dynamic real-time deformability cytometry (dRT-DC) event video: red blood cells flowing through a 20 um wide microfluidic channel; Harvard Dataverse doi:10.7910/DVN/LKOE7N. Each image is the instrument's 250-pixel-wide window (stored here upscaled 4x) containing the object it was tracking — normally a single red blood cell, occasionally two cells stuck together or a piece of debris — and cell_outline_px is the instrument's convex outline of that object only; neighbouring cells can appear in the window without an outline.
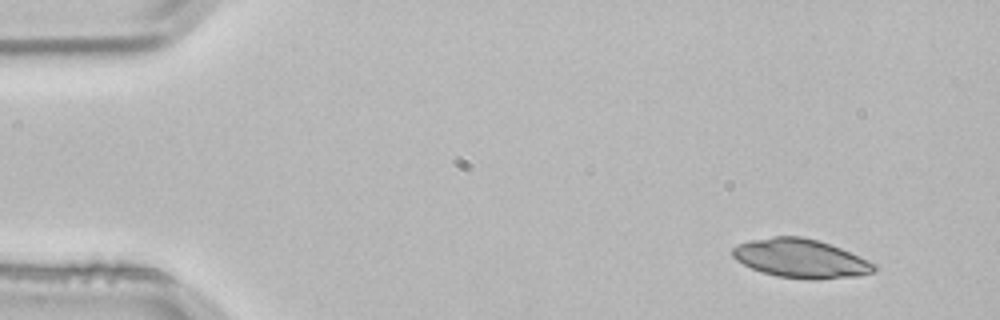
{"species": "common noctule bat (a hibernating species)", "species_latin": "Nyctalus noctula", "temperature_condition": "room temperature", "stored_images_in_passage": 3, "camera_frame_rate_fps": 3000, "um_per_image_px": 0.085, "animal": {"sex": "male", "body_mass_g": 21.5, "forearm_length_mm": 52.0}, "frame": {"image": 1, "passage_image": 1, "time_ms": 0.0, "image_size_px": [1000, 320], "cell_outline_px": [[876, 272], [856, 276], [816, 280], [812, 280], [776, 276], [760, 272], [736, 260], [732, 256], [732, 248], [736, 244], [752, 240], [776, 236], [800, 236], [832, 244], [860, 256], [876, 264]], "centroid_in_image_um": [68.08, 21.98], "position_along_channel_um": 16.9, "area_um2": 32.19}}